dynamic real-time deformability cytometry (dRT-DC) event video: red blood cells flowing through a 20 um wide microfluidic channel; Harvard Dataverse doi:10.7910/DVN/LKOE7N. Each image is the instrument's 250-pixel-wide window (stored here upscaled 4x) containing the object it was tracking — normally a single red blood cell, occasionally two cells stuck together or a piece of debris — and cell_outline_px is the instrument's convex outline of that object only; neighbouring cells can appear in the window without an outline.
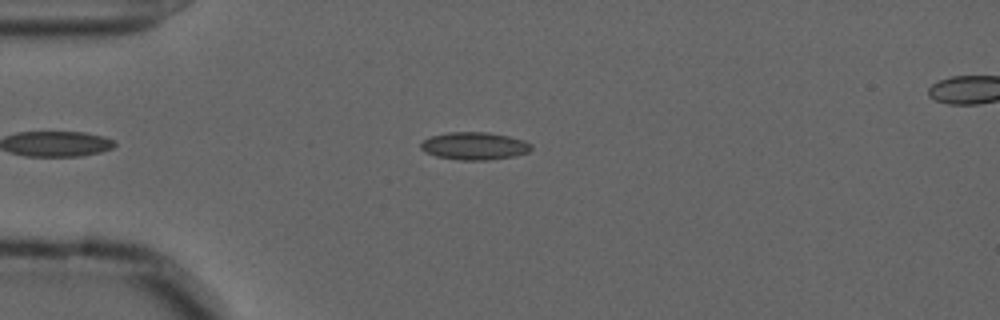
{"species": "common noctule bat (a hibernating species)", "species_latin": "Nyctalus noctula", "temperature_condition": "cold", "stored_images_in_passage": 40, "camera_frame_rate_fps": 3000, "um_per_image_px": 0.085, "animal": {"sex": "male", "forearm_length_mm": 52.5}, "frame": {"image": 1, "passage_image": 4, "time_ms": 1.0, "image_size_px": [1000, 320], "cell_outline_px": [[532, 148], [528, 152], [516, 156], [488, 160], [460, 160], [436, 156], [424, 152], [420, 148], [420, 144], [424, 140], [432, 136], [448, 132], [488, 132], [508, 136], [524, 140], [532, 144]], "centroid_in_image_um": [40.34, 12.41], "position_along_channel_um": 44.7, "area_um2": 17.86}}
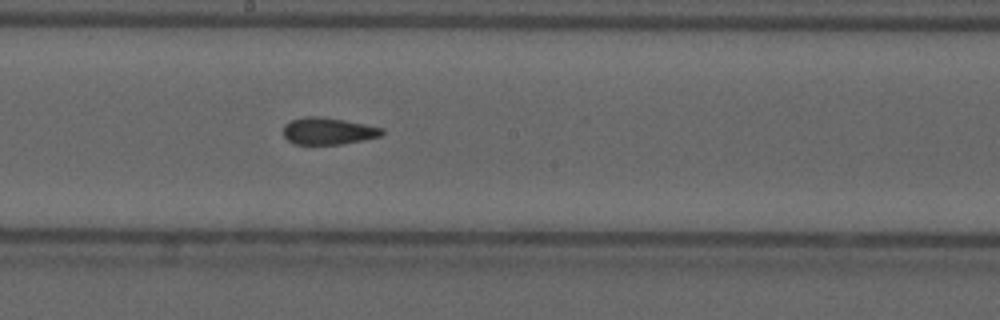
{"frame": {"image": 2, "passage_image": 20, "time_ms": 6.333, "image_size_px": [1000, 320], "cell_outline_px": [[384, 132], [380, 136], [364, 140], [340, 144], [296, 144], [288, 140], [284, 136], [284, 124], [292, 120], [304, 116], [320, 116], [344, 120], [384, 128]], "centroid_in_image_um": [27.89, 11.13], "position_along_channel_um": 220.3, "area_um2": 15.43}}
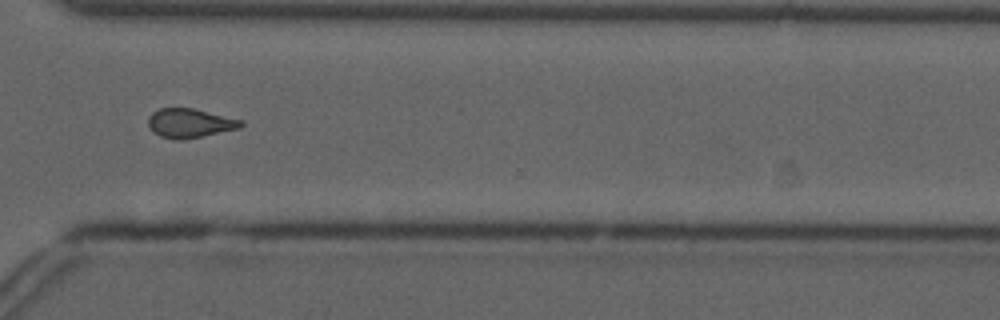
{"frame": {"image": 3, "passage_image": 31, "time_ms": 10.0, "image_size_px": [1000, 320], "cell_outline_px": [[244, 124], [240, 128], [180, 140], [176, 140], [160, 136], [152, 132], [148, 124], [148, 116], [152, 112], [160, 108], [192, 108], [244, 120]], "centroid_in_image_um": [16.12, 10.46], "position_along_channel_um": 354.5, "area_um2": 15.72}, "authors_computed_cell_mechanics": {"area_um2": 16.1551, "velocity_mm_per_s": 3.6587, "shape_relaxation_time_tau1_ms": null, "shape_relaxation_time_tau2_ms": 2.2579, "deformation_change_tau1": null, "deformation_change_tau2": 0.0803}}